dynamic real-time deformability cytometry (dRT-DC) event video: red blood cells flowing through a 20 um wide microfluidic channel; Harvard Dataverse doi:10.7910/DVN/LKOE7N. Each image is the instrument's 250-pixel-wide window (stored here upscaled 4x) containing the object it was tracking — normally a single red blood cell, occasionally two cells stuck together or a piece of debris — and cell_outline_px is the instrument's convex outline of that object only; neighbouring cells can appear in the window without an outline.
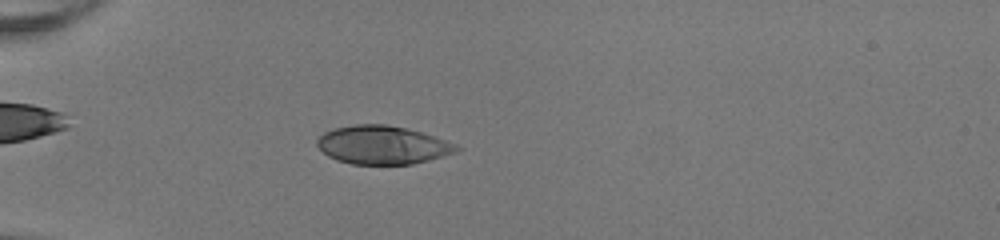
{"species": "human", "species_latin": "Homo sapiens", "temperature_condition": "room temperature", "stored_images_in_passage": 51, "camera_frame_rate_fps": 3000, "um_per_image_px": 0.085, "donor": {"sex": "female"}, "frame": {"image": 1, "passage_image": 16, "time_ms": 5.0, "image_size_px": [1000, 240], "cell_outline_px": [[460, 148], [456, 152], [428, 160], [412, 164], [352, 164], [336, 160], [328, 156], [316, 144], [316, 140], [324, 132], [332, 128], [356, 124], [384, 124], [408, 128], [456, 144]], "centroid_in_image_um": [32.47, 12.32], "position_along_channel_um": 52.5, "area_um2": 31.04}}
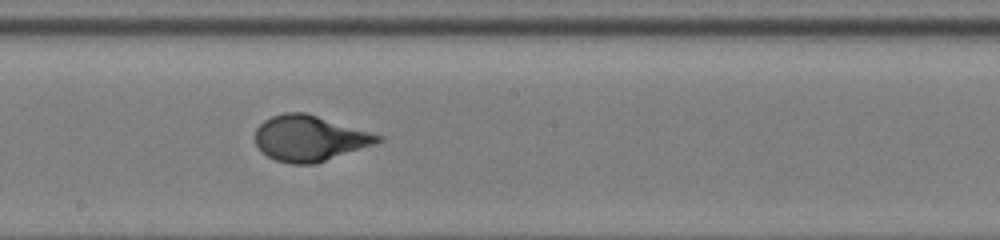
{"frame": {"image": 2, "passage_image": 30, "time_ms": 9.667, "image_size_px": [1000, 240], "cell_outline_px": [[384, 140], [316, 164], [288, 164], [276, 160], [260, 152], [256, 144], [256, 128], [264, 120], [272, 116], [284, 112], [304, 112], [384, 136]], "centroid_in_image_um": [26.28, 11.76], "position_along_channel_um": 221.9, "area_um2": 32.48}}
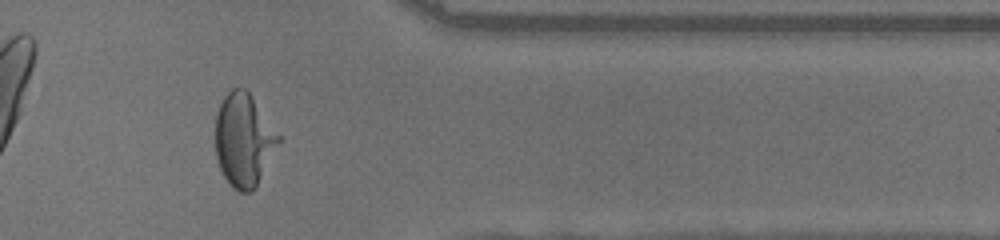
{"frame": {"image": 3, "passage_image": 43, "time_ms": 14.0, "image_size_px": [1000, 240], "cell_outline_px": [[280, 140], [256, 188], [252, 192], [240, 192], [232, 188], [224, 176], [220, 168], [216, 156], [216, 116], [220, 104], [224, 96], [232, 88], [244, 88], [248, 92], [280, 136]], "centroid_in_image_um": [20.7, 11.93], "position_along_channel_um": 390.7, "area_um2": 33.76}, "authors_computed_cell_mechanics": {"area_um2": 33.2928, "velocity_mm_per_s": 4.1033, "shape_relaxation_time_tau1_ms": 3.9187, "shape_relaxation_time_tau2_ms": null, "deformation_change_tau1": 0.2303, "deformation_change_tau2": null}}